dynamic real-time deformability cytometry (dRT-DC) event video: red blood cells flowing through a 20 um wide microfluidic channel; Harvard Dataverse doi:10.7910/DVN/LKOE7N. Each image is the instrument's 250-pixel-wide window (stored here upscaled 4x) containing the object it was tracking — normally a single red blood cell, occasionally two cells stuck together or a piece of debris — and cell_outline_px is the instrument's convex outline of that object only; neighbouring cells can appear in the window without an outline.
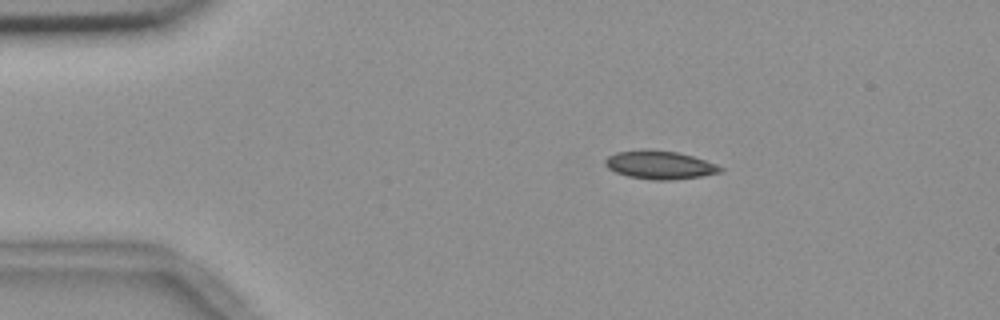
{"species": "common noctule bat (a hibernating species)", "species_latin": "Nyctalus noctula", "temperature_condition": "room temperature", "stored_images_in_passage": 46, "camera_frame_rate_fps": 3000, "um_per_image_px": 0.085, "animal": {"sex": "female", "body_mass_g": 18.4}, "frame": {"image": 1, "passage_image": 1, "time_ms": 0.0, "image_size_px": [1000, 320], "cell_outline_px": [[724, 168], [720, 172], [700, 176], [668, 180], [656, 180], [628, 176], [616, 172], [608, 168], [604, 164], [604, 160], [608, 156], [616, 152], [644, 148], [648, 148], [676, 152], [692, 156], [716, 164]], "centroid_in_image_um": [56.03, 14.0], "position_along_channel_um": 29.0, "area_um2": 18.96}}
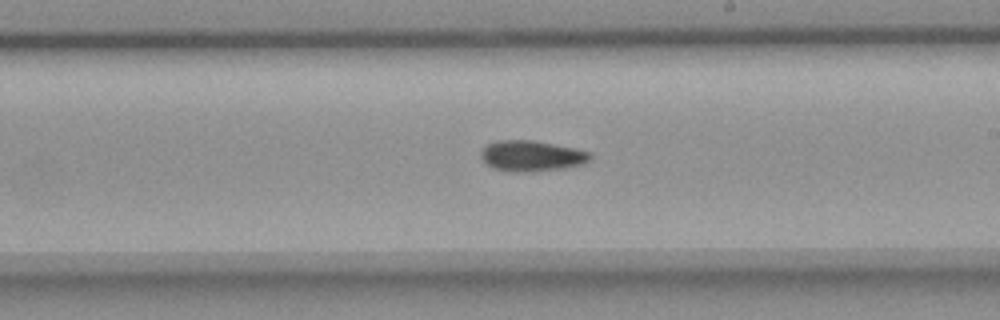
{"frame": {"image": 2, "passage_image": 23, "time_ms": 7.333, "image_size_px": [1000, 320], "cell_outline_px": [[592, 156], [584, 164], [564, 168], [524, 172], [508, 172], [492, 168], [480, 156], [480, 152], [488, 144], [496, 140], [532, 140], [592, 152]], "centroid_in_image_um": [45.17, 13.26], "position_along_channel_um": 243.8, "area_um2": 19.48}}
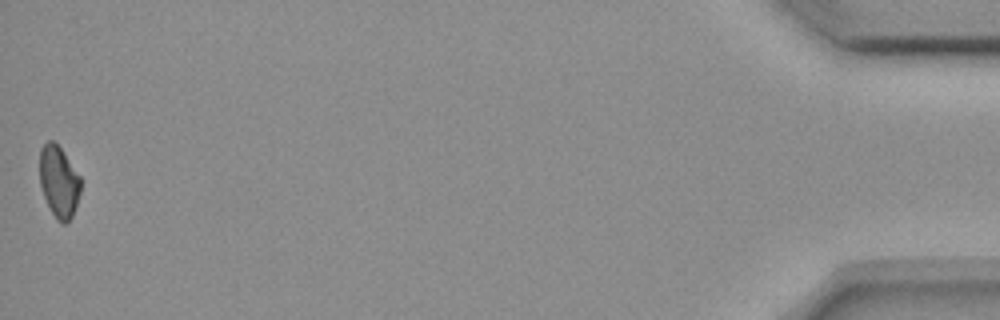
{"frame": {"image": 3, "passage_image": 46, "time_ms": 15.0, "image_size_px": [1000, 320], "cell_outline_px": [[80, 192], [72, 216], [64, 224], [60, 224], [56, 220], [44, 196], [40, 184], [40, 148], [48, 140], [52, 140], [60, 148], [80, 176]], "centroid_in_image_um": [4.99, 15.45], "position_along_channel_um": 430.2, "area_um2": 16.82}}